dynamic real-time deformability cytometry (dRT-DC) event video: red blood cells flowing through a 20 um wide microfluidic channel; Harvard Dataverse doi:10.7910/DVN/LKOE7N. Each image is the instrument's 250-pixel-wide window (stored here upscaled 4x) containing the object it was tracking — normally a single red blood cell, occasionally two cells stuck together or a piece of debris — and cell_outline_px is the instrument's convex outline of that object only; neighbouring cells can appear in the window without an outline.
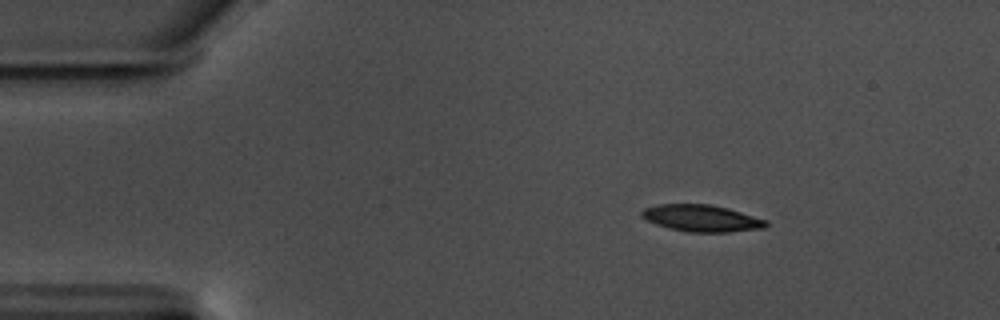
{"species": "common noctule bat (a hibernating species)", "species_latin": "Nyctalus noctula", "temperature_condition": "warm", "stored_images_in_passage": 50, "camera_frame_rate_fps": 3000, "um_per_image_px": 0.085, "animal": {"sex": "male", "body_mass_g": 17.5, "forearm_length_mm": 52.3}, "frame": {"image": 1, "passage_image": 1, "time_ms": 0.0, "image_size_px": [1000, 320], "cell_outline_px": [[768, 224], [764, 228], [728, 232], [688, 232], [668, 228], [656, 224], [640, 216], [640, 212], [644, 208], [660, 204], [712, 204], [728, 208], [768, 220]], "centroid_in_image_um": [59.64, 18.54], "position_along_channel_um": 25.4, "area_um2": 19.48}}
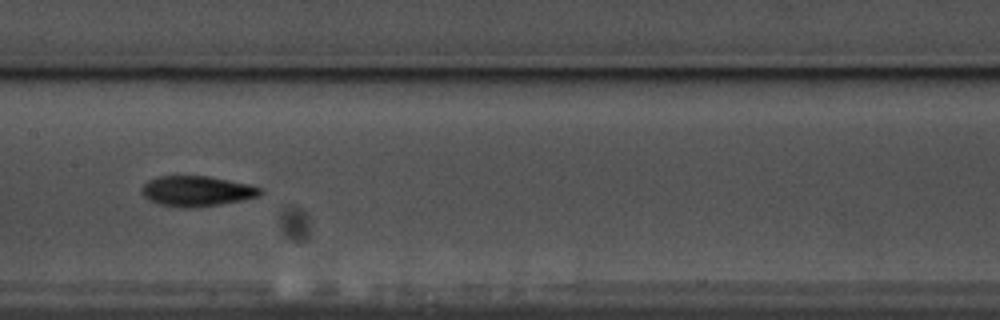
{"frame": {"image": 2, "passage_image": 21, "time_ms": 6.667, "image_size_px": [1000, 320], "cell_outline_px": [[264, 192], [260, 196], [220, 204], [196, 208], [180, 208], [160, 204], [148, 200], [140, 192], [140, 188], [148, 180], [156, 176], [208, 176], [248, 184], [264, 188]], "centroid_in_image_um": [16.71, 16.25], "position_along_channel_um": 190.7, "area_um2": 21.21}}
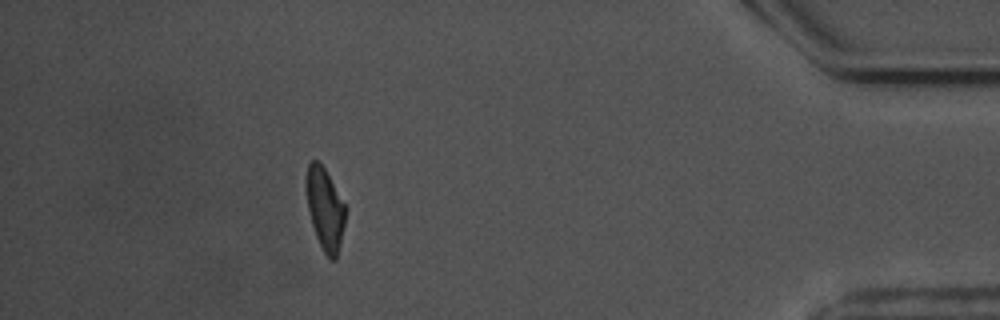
{"frame": {"image": 3, "passage_image": 44, "time_ms": 14.333, "image_size_px": [1000, 320], "cell_outline_px": [[344, 224], [336, 260], [332, 260], [324, 252], [316, 236], [312, 224], [308, 208], [308, 164], [312, 160], [316, 160], [324, 168], [344, 204]], "centroid_in_image_um": [27.63, 17.81], "position_along_channel_um": 407.6, "area_um2": 17.63}, "authors_computed_cell_mechanics": {"area_um2": 19.8832, "velocity_mm_per_s": 3.5243, "shape_relaxation_time_tau1_ms": 5.5159, "shape_relaxation_time_tau2_ms": 2.6596, "deformation_change_tau1": 0.1754, "deformation_change_tau2": 0.0858}}